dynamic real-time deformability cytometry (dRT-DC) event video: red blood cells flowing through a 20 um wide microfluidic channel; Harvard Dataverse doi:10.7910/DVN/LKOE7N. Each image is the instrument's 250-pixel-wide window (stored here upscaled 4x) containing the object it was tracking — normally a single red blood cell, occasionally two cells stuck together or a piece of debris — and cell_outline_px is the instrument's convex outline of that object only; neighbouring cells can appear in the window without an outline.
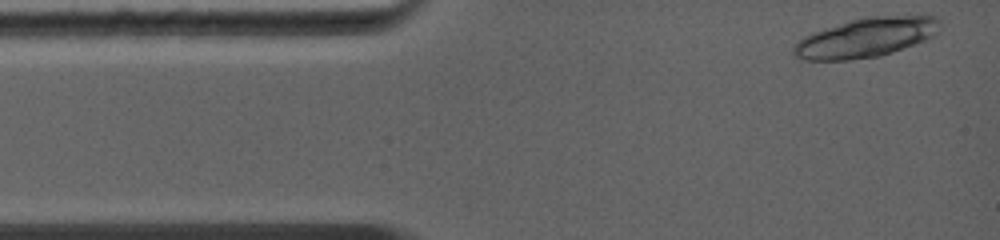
{"species": "common noctule bat (a hibernating species)", "species_latin": "Nyctalus noctula", "temperature_condition": "warm", "stored_images_in_passage": 4, "camera_frame_rate_fps": 5000, "um_per_image_px": 0.085, "animal": {"sex": "female", "body_mass_g": 19.0, "forearm_length_mm": 56.7}, "frame": {"image": 1, "passage_image": 1, "time_ms": 0.0, "image_size_px": [1000, 240], "cell_outline_px": [[940, 20], [932, 36], [924, 40], [880, 56], [848, 60], [804, 60], [792, 56], [792, 48], [804, 36], [812, 32], [852, 20], [868, 16], [936, 16]], "centroid_in_image_um": [73.53, 3.21], "position_along_channel_um": 11.5, "area_um2": 33.0}}